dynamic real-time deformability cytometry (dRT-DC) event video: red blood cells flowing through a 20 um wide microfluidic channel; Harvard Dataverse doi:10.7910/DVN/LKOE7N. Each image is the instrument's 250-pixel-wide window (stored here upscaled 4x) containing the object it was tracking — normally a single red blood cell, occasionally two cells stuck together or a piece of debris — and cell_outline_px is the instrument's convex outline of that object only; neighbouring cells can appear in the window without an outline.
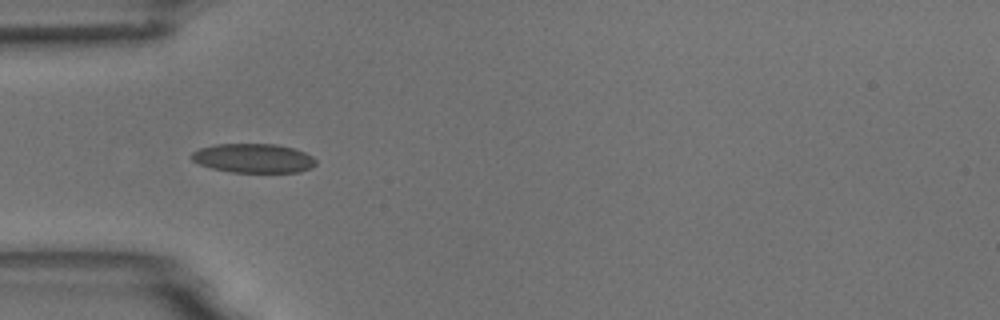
{"species": "common noctule bat (a hibernating species)", "species_latin": "Nyctalus noctula", "temperature_condition": "room temperature", "stored_images_in_passage": 11, "camera_frame_rate_fps": 3000, "um_per_image_px": 0.085, "animal": {"sex": "male", "body_mass_g": 18.8}, "frame": {"image": 1, "passage_image": 1, "time_ms": 0.0, "image_size_px": [1000, 320], "cell_outline_px": [[316, 164], [312, 168], [300, 172], [232, 172], [212, 168], [200, 164], [192, 160], [192, 152], [200, 148], [216, 144], [276, 144], [292, 148], [304, 152], [312, 156], [316, 160]], "centroid_in_image_um": [21.57, 13.45], "position_along_channel_um": 63.4, "area_um2": 21.04}}
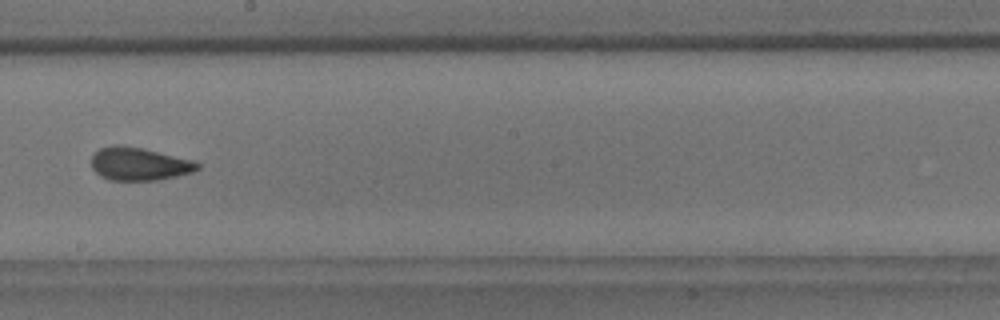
{"frame": {"image": 2, "passage_image": 5, "time_ms": 4.667, "image_size_px": [1000, 320], "cell_outline_px": [[200, 168], [192, 172], [176, 176], [156, 180], [108, 180], [100, 176], [92, 168], [92, 156], [100, 148], [116, 144], [140, 148], [192, 160], [200, 164]], "centroid_in_image_um": [11.8, 13.94], "position_along_channel_um": 236.4, "area_um2": 20.11}, "authors_computed_cell_mechanics": {"area_um2": 20.2878, "velocity_mm_per_s": 3.7222, "shape_relaxation_time_tau1_ms": 2.9584, "shape_relaxation_time_tau2_ms": 1.1141, "deformation_change_tau1": 0.0997, "deformation_change_tau2": 0.0408}}